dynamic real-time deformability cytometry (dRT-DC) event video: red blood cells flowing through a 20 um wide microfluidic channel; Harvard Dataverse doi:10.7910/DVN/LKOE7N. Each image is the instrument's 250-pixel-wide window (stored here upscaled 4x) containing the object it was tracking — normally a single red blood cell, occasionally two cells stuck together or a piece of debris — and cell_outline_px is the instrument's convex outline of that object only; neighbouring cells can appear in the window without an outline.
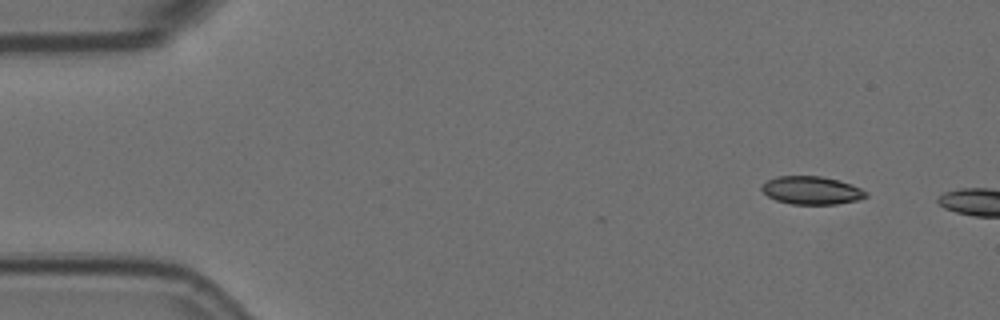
{"species": "Egyptian fruit bat (a non-hibernating species)", "species_latin": "Rousettus aegyptiacus", "temperature_condition": "room temperature", "stored_images_in_passage": 4, "camera_frame_rate_fps": 3000, "um_per_image_px": 0.085, "animal": {"sex": "female"}, "frame": {"image": 1, "passage_image": 1, "time_ms": 0.0, "image_size_px": [1000, 320], "cell_outline_px": [[868, 196], [860, 200], [836, 204], [792, 204], [776, 200], [768, 196], [760, 188], [768, 180], [776, 176], [820, 176], [852, 184], [868, 192]], "centroid_in_image_um": [69.01, 16.18], "position_along_channel_um": 16.0, "area_um2": 16.99}}